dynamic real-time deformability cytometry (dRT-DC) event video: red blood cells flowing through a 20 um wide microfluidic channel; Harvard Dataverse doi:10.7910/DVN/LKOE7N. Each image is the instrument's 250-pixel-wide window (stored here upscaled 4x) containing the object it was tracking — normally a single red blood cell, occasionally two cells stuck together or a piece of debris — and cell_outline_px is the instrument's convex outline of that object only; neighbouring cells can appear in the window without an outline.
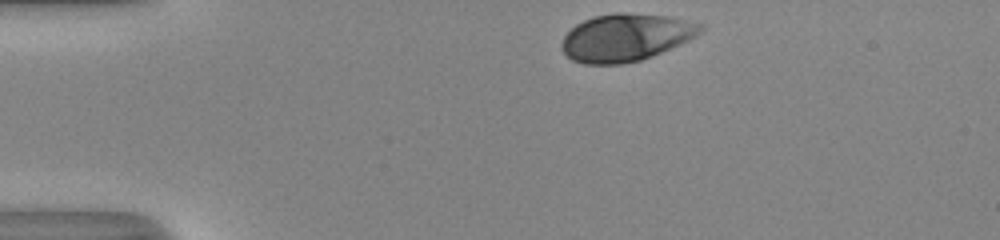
{"species": "human", "species_latin": "Homo sapiens", "temperature_condition": "room temperature", "stored_images_in_passage": 32, "camera_frame_rate_fps": 3000, "um_per_image_px": 0.085, "donor": {"sex": "male"}, "frame": {"image": 1, "passage_image": 1, "time_ms": 0.0, "image_size_px": [1000, 240], "cell_outline_px": [[704, 28], [696, 36], [680, 44], [652, 56], [640, 60], [620, 64], [584, 64], [572, 60], [564, 52], [560, 44], [564, 36], [576, 24], [584, 20], [596, 16], [616, 12], [624, 12], [668, 16], [704, 24]], "centroid_in_image_um": [53.19, 3.18], "position_along_channel_um": 31.8, "area_um2": 38.26}}
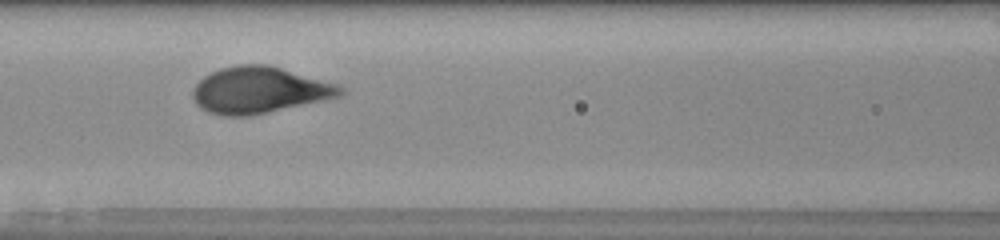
{"frame": {"image": 2, "passage_image": 14, "time_ms": 4.333, "image_size_px": [1000, 240], "cell_outline_px": [[344, 92], [340, 96], [324, 100], [248, 116], [224, 116], [208, 112], [200, 108], [196, 104], [192, 96], [192, 88], [204, 76], [220, 68], [236, 64], [268, 64], [336, 84], [344, 88]], "centroid_in_image_um": [21.99, 7.65], "position_along_channel_um": 144.6, "area_um2": 39.77}}
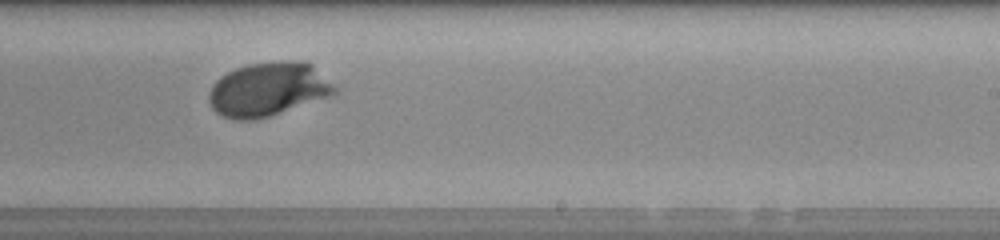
{"frame": {"image": 3, "passage_image": 23, "time_ms": 7.333, "image_size_px": [1000, 240], "cell_outline_px": [[336, 92], [332, 96], [268, 116], [252, 120], [236, 120], [224, 116], [216, 112], [212, 108], [208, 100], [208, 92], [212, 84], [220, 76], [236, 68], [248, 64], [288, 60], [304, 60], [312, 64], [336, 88]], "centroid_in_image_um": [22.77, 7.58], "position_along_channel_um": 266.2, "area_um2": 39.42}, "authors_computed_cell_mechanics": {"area_um2": 39.0439, "velocity_mm_per_s": 4.0791, "shape_relaxation_time_tau1_ms": 2.5738, "shape_relaxation_time_tau2_ms": null, "deformation_change_tau1": 0.1874, "deformation_change_tau2": null}}